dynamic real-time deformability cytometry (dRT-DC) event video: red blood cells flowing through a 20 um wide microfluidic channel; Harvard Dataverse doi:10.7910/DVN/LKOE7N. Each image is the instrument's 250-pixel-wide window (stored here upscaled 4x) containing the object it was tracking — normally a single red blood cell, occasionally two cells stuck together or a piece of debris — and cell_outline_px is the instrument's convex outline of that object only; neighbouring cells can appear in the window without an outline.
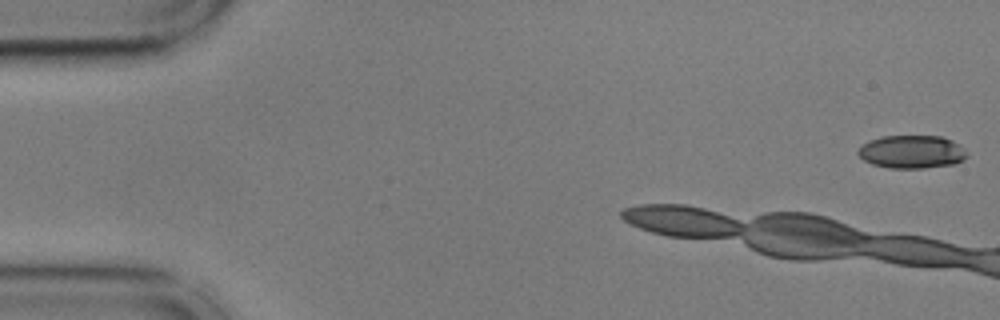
{"species": "common noctule bat (a hibernating species)", "species_latin": "Nyctalus noctula", "temperature_condition": "cold", "stored_images_in_passage": 6, "camera_frame_rate_fps": 3000, "um_per_image_px": 0.085, "animal": {"sex": "male", "body_mass_g": 17.9, "forearm_length_mm": 54.2}, "frame": {"image": 1, "passage_image": 1, "time_ms": 0.0, "image_size_px": [1000, 320], "cell_outline_px": [[968, 156], [964, 160], [956, 164], [924, 168], [888, 168], [872, 164], [864, 160], [856, 152], [860, 144], [868, 140], [880, 136], [940, 136], [952, 140]], "centroid_in_image_um": [77.44, 12.91], "position_along_channel_um": 7.6, "area_um2": 21.1}}